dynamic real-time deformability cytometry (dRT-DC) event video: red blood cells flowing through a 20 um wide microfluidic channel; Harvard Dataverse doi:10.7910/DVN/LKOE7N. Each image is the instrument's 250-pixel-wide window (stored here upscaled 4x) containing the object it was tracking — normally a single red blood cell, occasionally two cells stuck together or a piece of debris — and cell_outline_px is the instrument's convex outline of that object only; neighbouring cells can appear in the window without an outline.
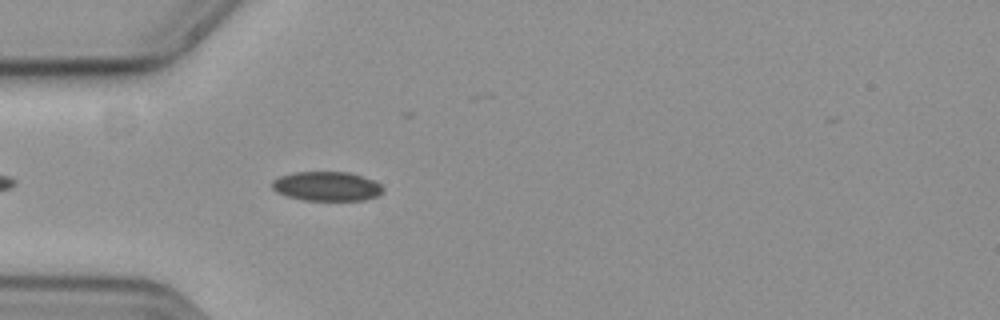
{"species": "common noctule bat (a hibernating species)", "species_latin": "Nyctalus noctula", "temperature_condition": "cold", "stored_images_in_passage": 22, "camera_frame_rate_fps": 3000, "um_per_image_px": 0.085, "animal": {"sex": "female", "body_mass_g": 19.3, "forearm_length_mm": 54.1}, "frame": {"image": 1, "passage_image": 5, "time_ms": 1.333, "image_size_px": [1000, 320], "cell_outline_px": [[384, 192], [376, 196], [364, 200], [304, 200], [288, 196], [276, 192], [272, 188], [272, 180], [280, 176], [296, 172], [348, 172], [372, 180], [380, 184], [384, 188]], "centroid_in_image_um": [27.77, 15.83], "position_along_channel_um": 57.2, "area_um2": 18.84}}
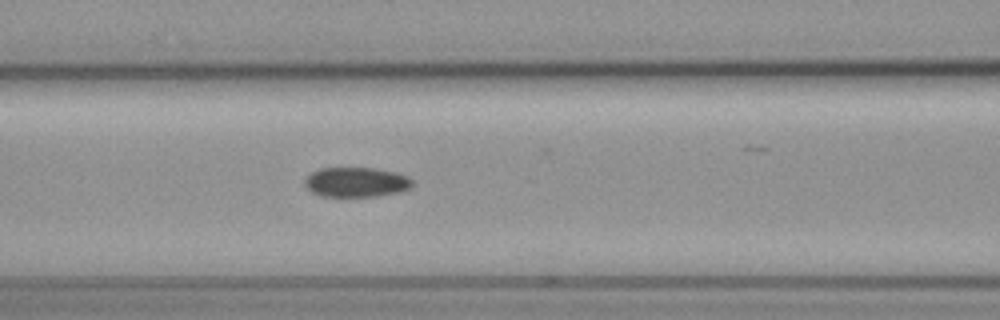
{"frame": {"image": 2, "passage_image": 12, "time_ms": 3.667, "image_size_px": [1000, 320], "cell_outline_px": [[412, 188], [400, 192], [372, 196], [320, 196], [312, 192], [304, 184], [304, 180], [312, 172], [320, 168], [372, 168], [396, 172], [412, 180]], "centroid_in_image_um": [30.27, 15.48], "position_along_channel_um": 136.3, "area_um2": 18.5}}
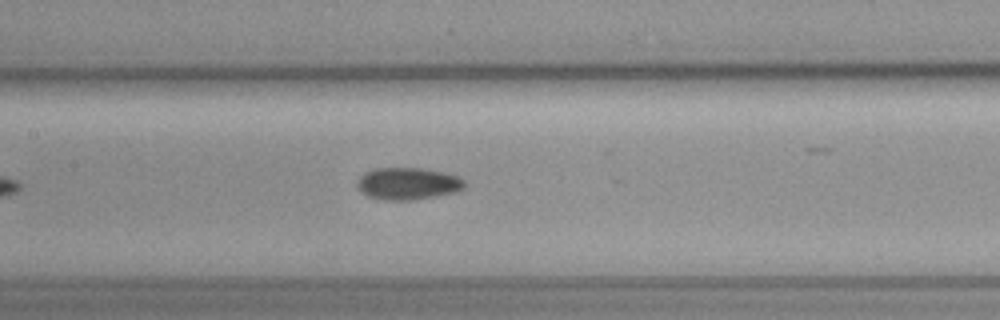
{"frame": {"image": 3, "passage_image": 15, "time_ms": 4.667, "image_size_px": [1000, 320], "cell_outline_px": [[464, 188], [456, 192], [412, 200], [384, 200], [368, 196], [356, 184], [360, 176], [364, 172], [376, 168], [424, 168], [444, 172], [456, 176], [464, 180]], "centroid_in_image_um": [34.67, 15.6], "position_along_channel_um": 172.7, "area_um2": 19.94}}